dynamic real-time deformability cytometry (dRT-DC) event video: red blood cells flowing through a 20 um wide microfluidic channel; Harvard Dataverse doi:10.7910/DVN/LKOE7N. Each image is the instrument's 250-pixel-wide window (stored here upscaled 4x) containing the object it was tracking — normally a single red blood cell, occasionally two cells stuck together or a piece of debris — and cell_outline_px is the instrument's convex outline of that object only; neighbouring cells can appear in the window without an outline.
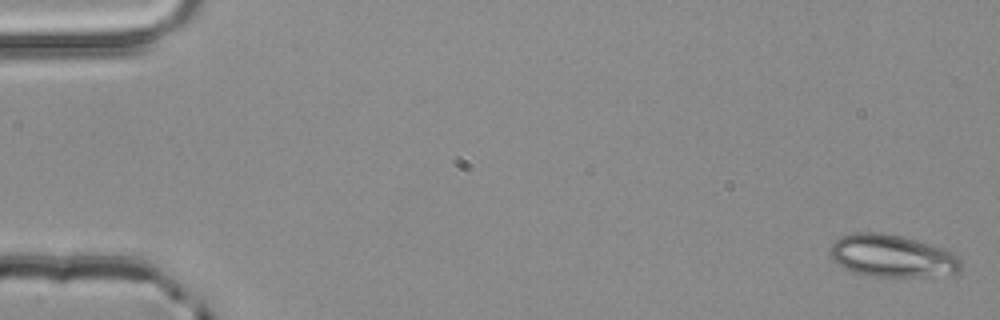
{"species": "common noctule bat (a hibernating species)", "species_latin": "Nyctalus noctula", "temperature_condition": "room temperature", "stored_images_in_passage": 5, "camera_frame_rate_fps": 3000, "um_per_image_px": 0.085, "animal": {"sex": "male", "body_mass_g": 20.4}, "frame": {"image": 1, "passage_image": 1, "time_ms": 0.0, "image_size_px": [1000, 320], "cell_outline_px": [[964, 264], [956, 272], [924, 276], [872, 276], [852, 272], [844, 268], [832, 260], [828, 256], [828, 252], [832, 244], [840, 236], [856, 232], [884, 232], [904, 236], [944, 248], [952, 252]], "centroid_in_image_um": [75.77, 21.73], "position_along_channel_um": 9.2, "area_um2": 32.48}}
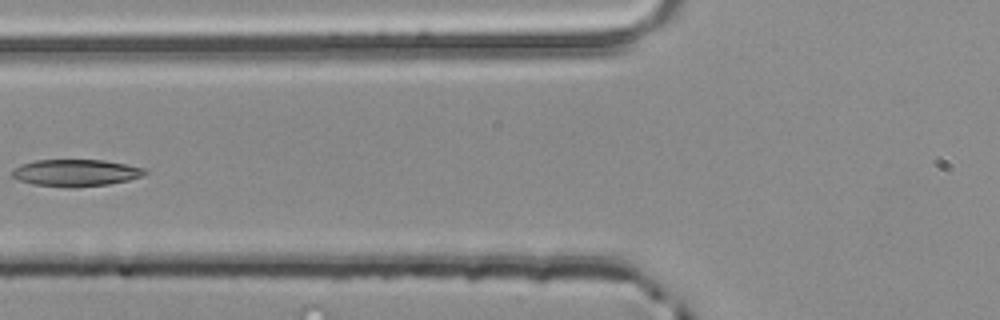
{"frame": {"image": 2, "passage_image": 5, "time_ms": 1.333, "image_size_px": [1000, 320], "cell_outline_px": [[148, 172], [140, 176], [128, 180], [108, 184], [32, 184], [20, 180], [12, 176], [12, 168], [20, 164], [36, 160], [104, 160], [148, 168]], "centroid_in_image_um": [6.46, 14.62], "position_along_channel_um": 119.3, "area_um2": 19.83}}